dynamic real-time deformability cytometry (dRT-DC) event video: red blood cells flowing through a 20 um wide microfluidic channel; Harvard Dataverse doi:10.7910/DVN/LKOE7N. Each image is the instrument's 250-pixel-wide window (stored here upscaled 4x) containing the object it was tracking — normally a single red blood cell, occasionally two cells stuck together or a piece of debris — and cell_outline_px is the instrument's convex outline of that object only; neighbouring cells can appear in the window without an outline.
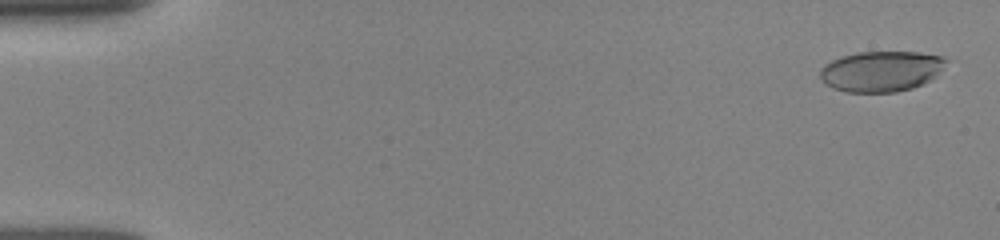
{"species": "human", "species_latin": "Homo sapiens", "temperature_condition": "room temperature", "stored_images_in_passage": 52, "camera_frame_rate_fps": 3000, "um_per_image_px": 0.085, "donor": {"sex": "female"}, "frame": {"image": 1, "passage_image": 2, "time_ms": 0.333, "image_size_px": [1000, 240], "cell_outline_px": [[948, 60], [924, 84], [912, 88], [896, 92], [844, 92], [832, 88], [820, 76], [820, 68], [824, 64], [840, 56], [856, 52], [920, 52], [944, 56]], "centroid_in_image_um": [74.86, 6.05], "position_along_channel_um": 10.1, "area_um2": 29.65}}
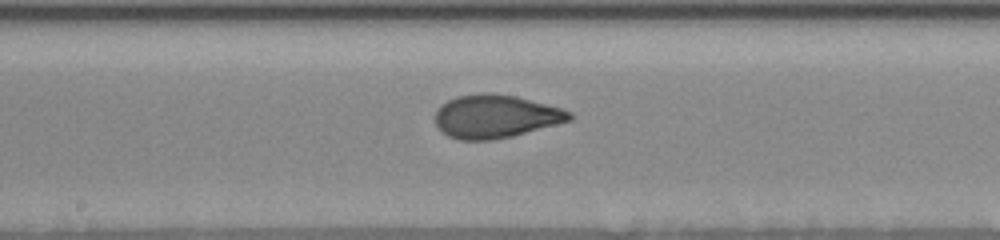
{"frame": {"image": 2, "passage_image": 28, "time_ms": 9.0, "image_size_px": [1000, 240], "cell_outline_px": [[572, 120], [512, 136], [492, 140], [456, 140], [440, 132], [432, 116], [436, 108], [440, 104], [456, 96], [480, 92], [492, 92], [516, 96], [560, 108], [572, 112]], "centroid_in_image_um": [42.03, 9.89], "position_along_channel_um": 206.2, "area_um2": 34.33}}
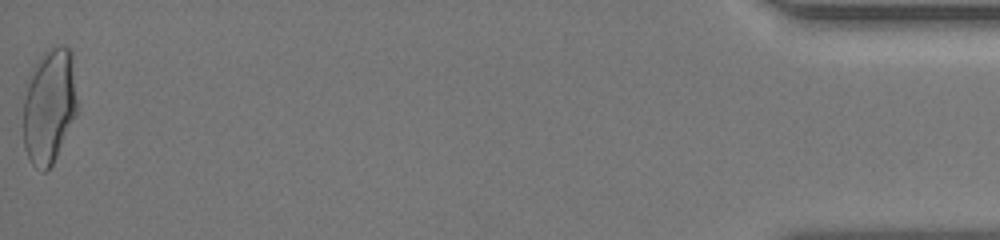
{"frame": {"image": 3, "passage_image": 52, "time_ms": 17.0, "image_size_px": [1000, 240], "cell_outline_px": [[76, 116], [52, 164], [44, 172], [36, 168], [32, 164], [24, 148], [24, 100], [32, 68], [40, 56], [52, 44], [64, 44], [72, 52], [76, 100]], "centroid_in_image_um": [4.19, 8.97], "position_along_channel_um": 431.0, "area_um2": 36.07}, "authors_computed_cell_mechanics": {"area_um2": 32.946, "velocity_mm_per_s": 3.9217, "shape_relaxation_time_tau1_ms": 5.1997, "shape_relaxation_time_tau2_ms": 0.7682, "deformation_change_tau1": 0.1815, "deformation_change_tau2": 0.0577}}